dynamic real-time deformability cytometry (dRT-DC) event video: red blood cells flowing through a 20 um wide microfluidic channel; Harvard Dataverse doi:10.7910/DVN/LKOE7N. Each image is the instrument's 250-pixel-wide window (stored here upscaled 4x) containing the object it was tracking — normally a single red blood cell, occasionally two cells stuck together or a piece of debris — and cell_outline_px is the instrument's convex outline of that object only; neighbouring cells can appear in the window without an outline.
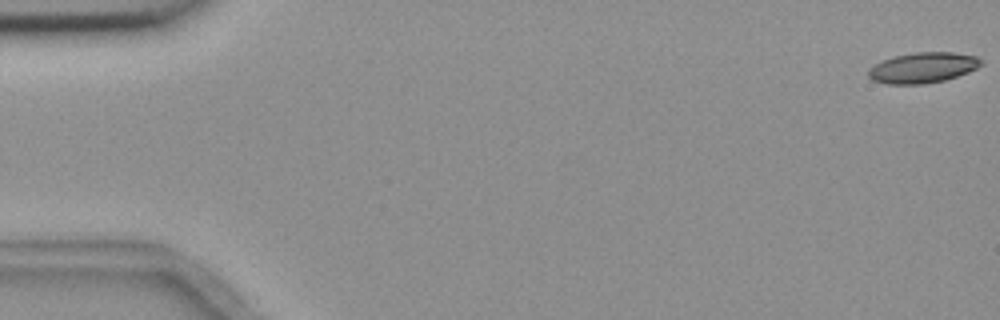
{"species": "common noctule bat (a hibernating species)", "species_latin": "Nyctalus noctula", "temperature_condition": "room temperature", "stored_images_in_passage": 5, "camera_frame_rate_fps": 3000, "um_per_image_px": 0.085, "animal": {"sex": "female", "body_mass_g": 18.4}, "frame": {"image": 1, "passage_image": 1, "time_ms": 0.0, "image_size_px": [1000, 320], "cell_outline_px": [[984, 64], [968, 72], [944, 80], [924, 84], [888, 84], [872, 80], [868, 76], [868, 68], [880, 60], [892, 56], [916, 52], [952, 52], [976, 56], [984, 60]], "centroid_in_image_um": [78.42, 5.74], "position_along_channel_um": 6.6, "area_um2": 20.29}}